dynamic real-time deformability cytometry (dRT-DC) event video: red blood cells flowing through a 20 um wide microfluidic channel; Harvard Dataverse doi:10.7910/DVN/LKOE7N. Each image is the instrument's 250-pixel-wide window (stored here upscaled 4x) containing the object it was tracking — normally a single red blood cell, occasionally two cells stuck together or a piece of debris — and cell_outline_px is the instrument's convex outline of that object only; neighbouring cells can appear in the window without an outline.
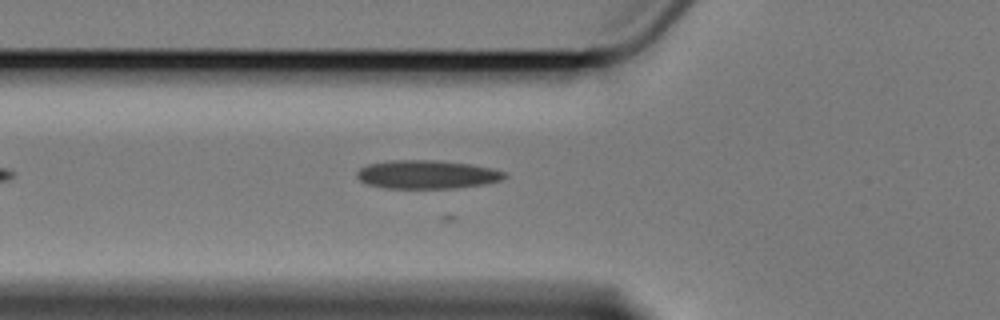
{"species": "Egyptian fruit bat (a non-hibernating species)", "species_latin": "Rousettus aegyptiacus", "temperature_condition": "cold", "stored_images_in_passage": 3, "camera_frame_rate_fps": 3000, "um_per_image_px": 0.085, "animal": {"sex": "female"}, "frame": {"image": 1, "passage_image": 3, "time_ms": 2.333, "image_size_px": [1000, 320], "cell_outline_px": [[508, 176], [500, 180], [484, 184], [456, 188], [384, 188], [368, 184], [360, 180], [356, 176], [356, 172], [360, 168], [368, 164], [388, 160], [436, 160], [468, 164], [492, 168], [504, 172]], "centroid_in_image_um": [36.26, 14.83], "position_along_channel_um": 89.5, "area_um2": 24.51}}